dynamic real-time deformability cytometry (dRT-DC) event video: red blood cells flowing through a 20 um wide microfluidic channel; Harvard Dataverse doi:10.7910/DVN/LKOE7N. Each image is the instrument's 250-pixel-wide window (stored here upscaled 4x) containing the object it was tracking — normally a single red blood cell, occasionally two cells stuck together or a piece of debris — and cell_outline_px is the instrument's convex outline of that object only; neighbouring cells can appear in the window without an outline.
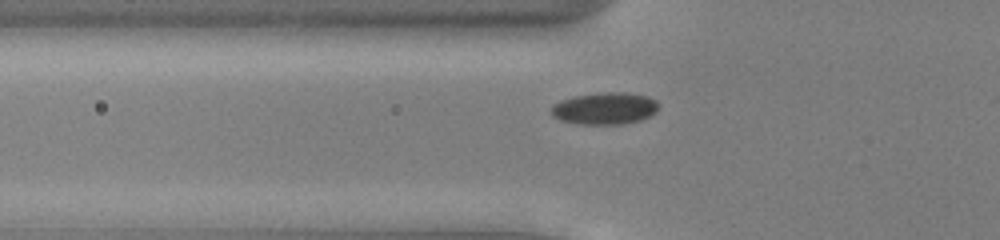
{"species": "common noctule bat (a hibernating species)", "species_latin": "Nyctalus noctula", "temperature_condition": "cold", "stored_images_in_passage": 48, "camera_frame_rate_fps": 3000, "um_per_image_px": 0.085, "animal": {"sex": "male", "body_mass_g": 13.0, "forearm_length_mm": 53.1}, "frame": {"image": 1, "passage_image": 14, "time_ms": 4.333, "image_size_px": [1000, 240], "cell_outline_px": [[656, 112], [640, 120], [620, 124], [580, 124], [560, 120], [552, 116], [552, 104], [560, 100], [572, 96], [608, 92], [628, 92], [648, 96], [656, 100]], "centroid_in_image_um": [51.37, 9.2], "position_along_channel_um": 74.4, "area_um2": 19.94}}
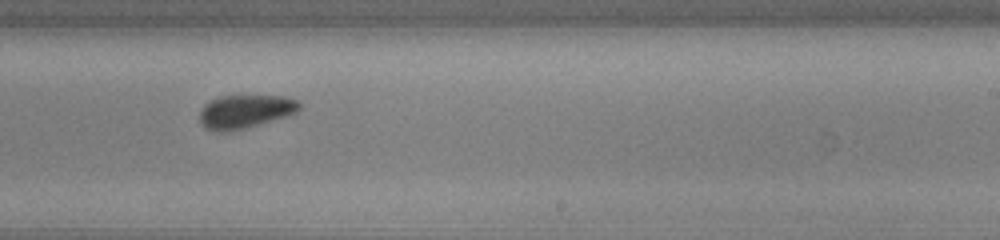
{"frame": {"image": 2, "passage_image": 29, "time_ms": 9.333, "image_size_px": [1000, 240], "cell_outline_px": [[300, 108], [296, 112], [284, 116], [232, 132], [212, 132], [204, 128], [200, 124], [200, 112], [204, 104], [220, 96], [284, 96], [296, 100], [300, 104]], "centroid_in_image_um": [20.77, 9.5], "position_along_channel_um": 268.2, "area_um2": 19.36}}
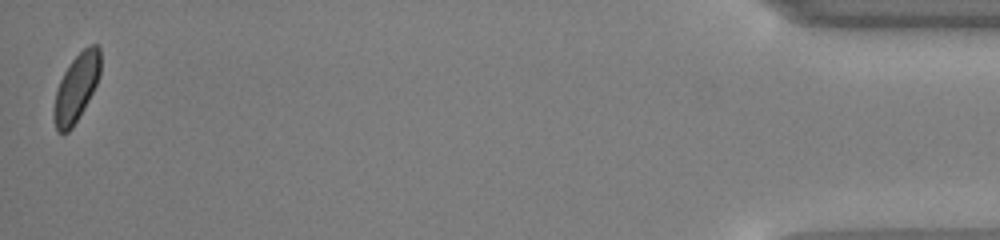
{"frame": {"image": 3, "passage_image": 48, "time_ms": 15.667, "image_size_px": [1000, 240], "cell_outline_px": [[100, 72], [96, 84], [84, 108], [72, 128], [68, 132], [56, 132], [52, 116], [52, 108], [56, 92], [60, 80], [64, 72], [72, 60], [88, 44], [96, 44], [100, 48]], "centroid_in_image_um": [6.46, 7.47], "position_along_channel_um": 428.7, "area_um2": 18.32}, "authors_computed_cell_mechanics": {"area_um2": 19.2763, "velocity_mm_per_s": 3.8837, "shape_relaxation_time_tau1_ms": 1.3976, "shape_relaxation_time_tau2_ms": 5.8345, "deformation_change_tau1": 0.0658, "deformation_change_tau2": 0.0885}}